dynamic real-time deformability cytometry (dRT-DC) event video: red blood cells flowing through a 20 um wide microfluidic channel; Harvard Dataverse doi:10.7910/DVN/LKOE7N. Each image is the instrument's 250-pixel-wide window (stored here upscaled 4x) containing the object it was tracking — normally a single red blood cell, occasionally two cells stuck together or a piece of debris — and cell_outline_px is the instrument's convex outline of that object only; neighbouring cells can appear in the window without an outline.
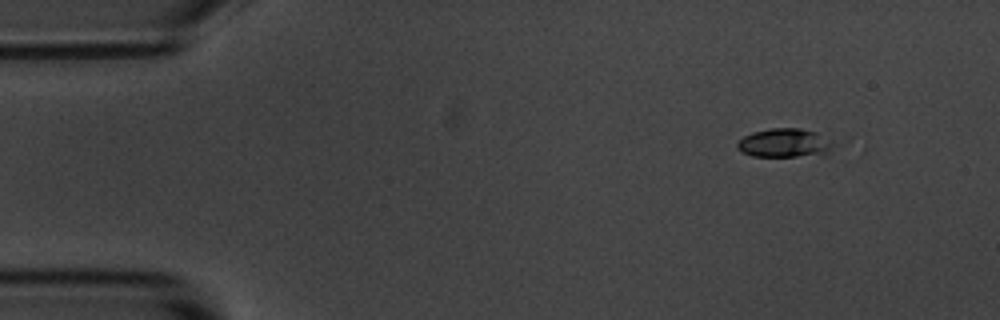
{"species": "common noctule bat (a hibernating species)", "species_latin": "Nyctalus noctula", "temperature_condition": "room temperature", "stored_images_in_passage": 14, "camera_frame_rate_fps": 3000, "um_per_image_px": 0.085, "animal": {"sex": "male", "body_mass_g": 20.1, "forearm_length_mm": 53.5}, "frame": {"image": 1, "passage_image": 2, "time_ms": 1.0, "image_size_px": [1000, 320], "cell_outline_px": [[828, 152], [824, 156], [752, 156], [736, 148], [736, 144], [744, 136], [752, 132], [772, 128], [800, 128], [816, 132], [828, 144]], "centroid_in_image_um": [66.59, 12.16], "position_along_channel_um": 18.4, "area_um2": 15.66}}
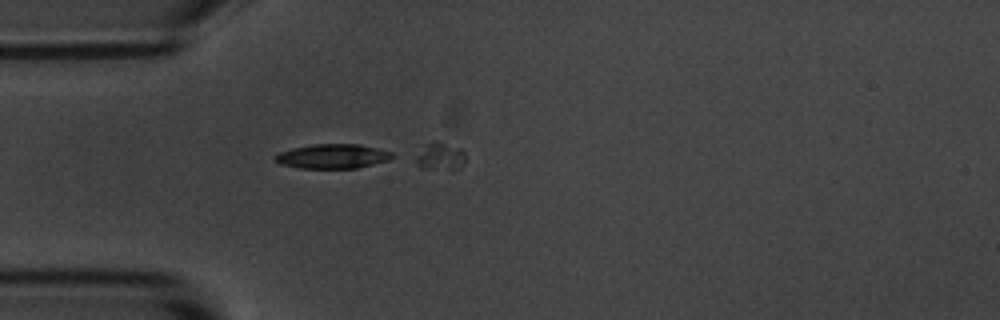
{"frame": {"image": 2, "passage_image": 4, "time_ms": 4.333, "image_size_px": [1000, 320], "cell_outline_px": [[396, 156], [388, 160], [356, 168], [300, 168], [280, 164], [276, 160], [276, 156], [280, 152], [292, 148], [312, 144], [360, 144], [392, 152]], "centroid_in_image_um": [28.3, 13.28], "position_along_channel_um": 56.7, "area_um2": 16.53}}